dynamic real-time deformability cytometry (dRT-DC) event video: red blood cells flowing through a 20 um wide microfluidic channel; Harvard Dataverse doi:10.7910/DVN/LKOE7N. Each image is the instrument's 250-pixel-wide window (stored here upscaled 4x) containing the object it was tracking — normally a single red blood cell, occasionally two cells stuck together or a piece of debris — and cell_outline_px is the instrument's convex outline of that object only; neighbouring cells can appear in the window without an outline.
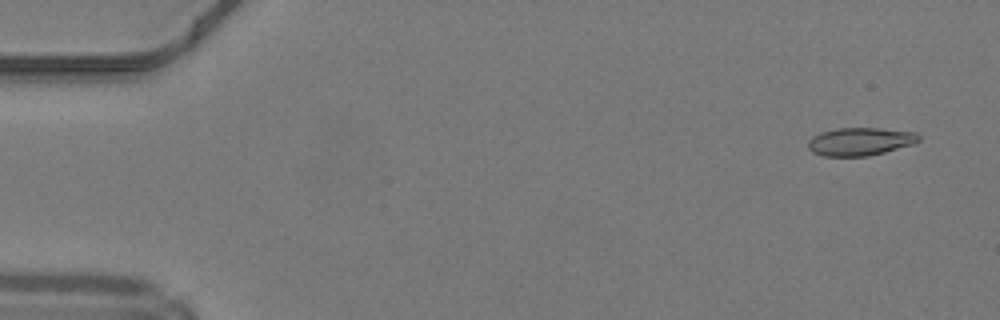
{"species": "common noctule bat (a hibernating species)", "species_latin": "Nyctalus noctula", "temperature_condition": "warm", "stored_images_in_passage": 48, "camera_frame_rate_fps": 3000, "um_per_image_px": 0.085, "animal": {"sex": "male", "body_mass_g": 19.2, "forearm_length_mm": 51.8}, "frame": {"image": 1, "passage_image": 2, "time_ms": 0.333, "image_size_px": [1000, 320], "cell_outline_px": [[920, 140], [912, 144], [884, 152], [868, 156], [824, 156], [812, 152], [808, 148], [808, 140], [812, 136], [820, 132], [836, 128], [876, 128], [916, 132], [920, 136]], "centroid_in_image_um": [73.08, 12.02], "position_along_channel_um": 11.9, "area_um2": 18.03}}
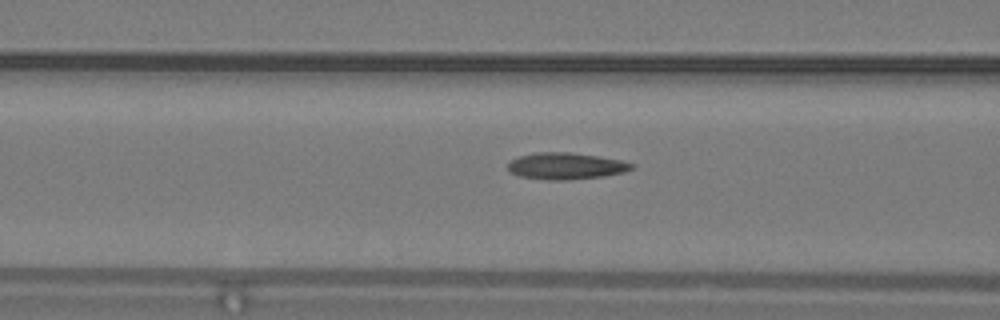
{"frame": {"image": 2, "passage_image": 19, "time_ms": 6.0, "image_size_px": [1000, 320], "cell_outline_px": [[636, 168], [624, 172], [604, 176], [568, 180], [548, 180], [520, 176], [512, 172], [508, 168], [508, 160], [520, 156], [536, 152], [568, 152], [596, 156], [620, 160], [636, 164]], "centroid_in_image_um": [48.12, 14.11], "position_along_channel_um": 118.5, "area_um2": 19.25}}
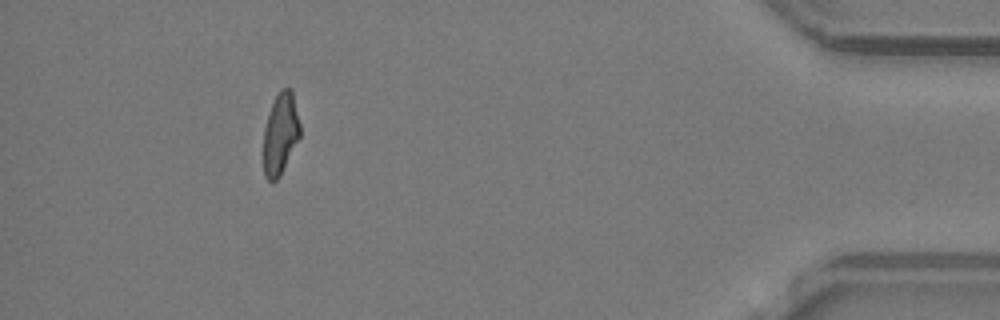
{"frame": {"image": 3, "passage_image": 44, "time_ms": 14.333, "image_size_px": [1000, 320], "cell_outline_px": [[300, 136], [280, 176], [276, 180], [268, 180], [264, 176], [264, 128], [272, 104], [280, 88], [292, 88], [300, 124]], "centroid_in_image_um": [23.85, 11.35], "position_along_channel_um": 411.4, "area_um2": 17.22}, "authors_computed_cell_mechanics": {"area_um2": 18.2359, "velocity_mm_per_s": 4.2374, "shape_relaxation_time_tau1_ms": null, "shape_relaxation_time_tau2_ms": 3.1433, "deformation_change_tau1": null, "deformation_change_tau2": 0.1172}}